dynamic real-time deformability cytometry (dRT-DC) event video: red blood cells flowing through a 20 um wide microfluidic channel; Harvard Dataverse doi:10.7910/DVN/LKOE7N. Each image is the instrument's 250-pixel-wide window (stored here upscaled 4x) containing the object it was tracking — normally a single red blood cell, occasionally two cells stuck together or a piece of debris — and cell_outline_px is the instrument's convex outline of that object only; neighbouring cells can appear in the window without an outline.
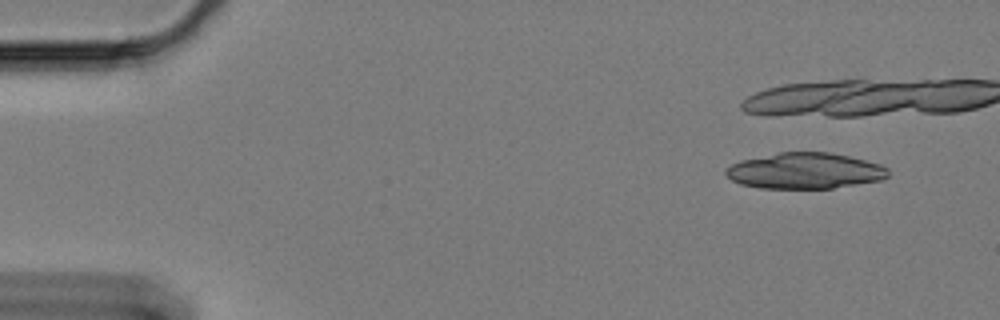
{"species": "Egyptian fruit bat (a non-hibernating species)", "species_latin": "Rousettus aegyptiacus", "temperature_condition": "cold", "stored_images_in_passage": 8, "camera_frame_rate_fps": 3000, "um_per_image_px": 0.085, "animal": {"sex": "female"}, "frame": {"image": 1, "passage_image": 1, "time_ms": 0.0, "image_size_px": [1000, 320], "cell_outline_px": [[888, 176], [884, 180], [832, 188], [760, 188], [740, 184], [732, 180], [724, 172], [724, 168], [740, 160], [780, 152], [828, 152], [848, 156], [880, 164], [888, 168]], "centroid_in_image_um": [68.41, 14.52], "position_along_channel_um": 16.6, "area_um2": 34.04}}